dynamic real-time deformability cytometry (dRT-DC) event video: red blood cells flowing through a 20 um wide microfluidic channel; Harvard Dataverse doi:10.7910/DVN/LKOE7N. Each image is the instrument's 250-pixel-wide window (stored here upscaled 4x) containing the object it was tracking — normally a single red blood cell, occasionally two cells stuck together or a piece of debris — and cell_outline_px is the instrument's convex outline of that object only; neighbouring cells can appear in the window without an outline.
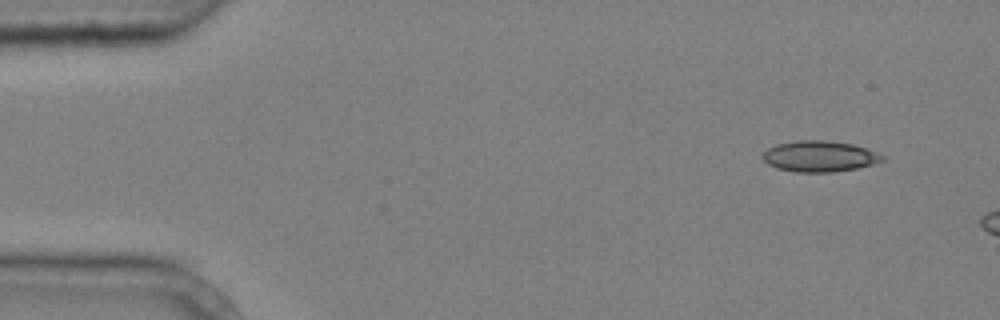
{"species": "common noctule bat (a hibernating species)", "species_latin": "Nyctalus noctula", "temperature_condition": "cold", "stored_images_in_passage": 3, "camera_frame_rate_fps": 3000, "um_per_image_px": 0.085, "animal": {"sex": "male", "body_mass_g": 20.4}, "frame": {"image": 1, "passage_image": 1, "time_ms": 0.0, "image_size_px": [1000, 320], "cell_outline_px": [[884, 160], [872, 164], [856, 168], [832, 172], [796, 172], [776, 168], [768, 164], [760, 156], [768, 148], [776, 144], [796, 140], [824, 140], [852, 144], [876, 152], [884, 156]], "centroid_in_image_um": [69.61, 13.28], "position_along_channel_um": 15.4, "area_um2": 21.5}}